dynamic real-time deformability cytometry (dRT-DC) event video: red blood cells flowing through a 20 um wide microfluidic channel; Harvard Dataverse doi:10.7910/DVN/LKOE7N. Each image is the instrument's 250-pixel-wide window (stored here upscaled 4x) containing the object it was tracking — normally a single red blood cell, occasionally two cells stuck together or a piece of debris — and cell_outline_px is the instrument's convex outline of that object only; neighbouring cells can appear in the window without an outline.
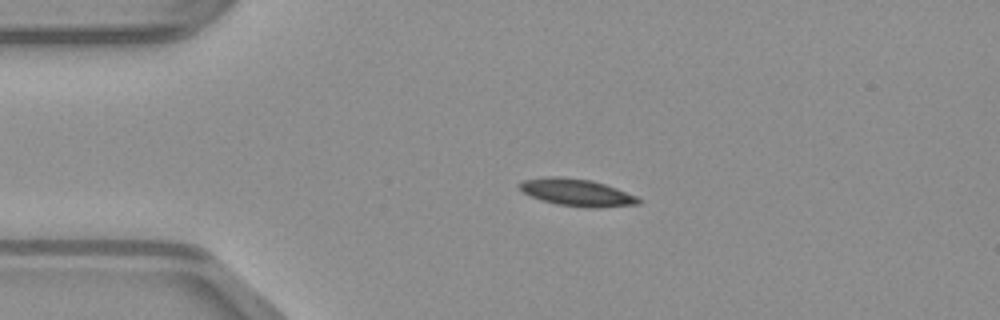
{"species": "common noctule bat (a hibernating species)", "species_latin": "Nyctalus noctula", "temperature_condition": "warm", "stored_images_in_passage": 39, "camera_frame_rate_fps": 3000, "um_per_image_px": 0.085, "animal": {"sex": "male", "body_mass_g": 23.1, "forearm_length_mm": 52.7}, "frame": {"image": 1, "passage_image": 1, "time_ms": 0.0, "image_size_px": [1000, 320], "cell_outline_px": [[640, 204], [600, 208], [584, 208], [556, 204], [540, 200], [524, 192], [516, 184], [524, 180], [548, 176], [560, 176], [592, 180], [616, 188], [636, 196], [640, 200]], "centroid_in_image_um": [49.02, 16.37], "position_along_channel_um": 36.0, "area_um2": 18.96}}
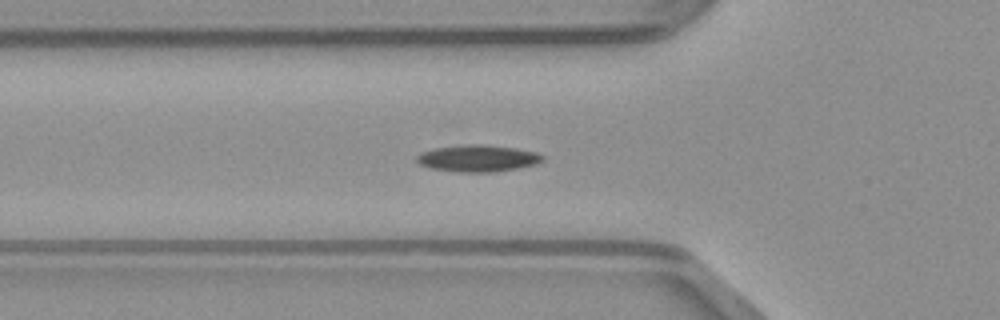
{"frame": {"image": 2, "passage_image": 7, "time_ms": 2.0, "image_size_px": [1000, 320], "cell_outline_px": [[544, 160], [536, 164], [520, 168], [492, 172], [456, 172], [428, 168], [420, 164], [416, 160], [416, 156], [420, 152], [432, 148], [472, 144], [484, 144], [516, 148], [536, 152], [544, 156]], "centroid_in_image_um": [40.6, 13.46], "position_along_channel_um": 85.2, "area_um2": 19.88}}
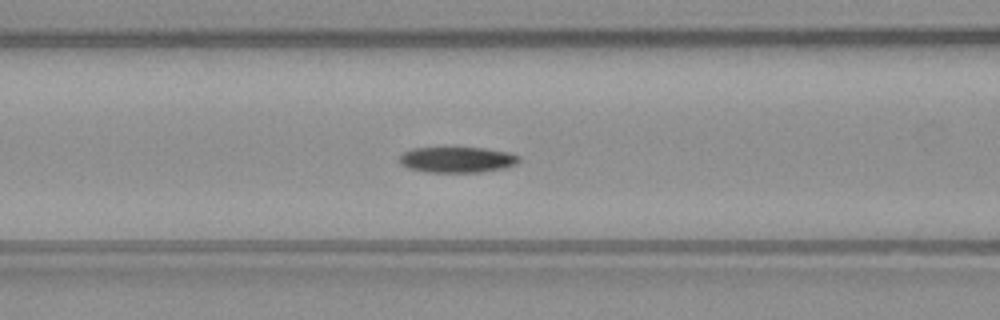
{"frame": {"image": 3, "passage_image": 10, "time_ms": 3.0, "image_size_px": [1000, 320], "cell_outline_px": [[520, 160], [516, 164], [504, 168], [480, 172], [428, 172], [408, 168], [400, 164], [400, 156], [404, 152], [412, 148], [484, 148], [508, 152], [520, 156]], "centroid_in_image_um": [38.87, 13.57], "position_along_channel_um": 127.7, "area_um2": 17.86}}